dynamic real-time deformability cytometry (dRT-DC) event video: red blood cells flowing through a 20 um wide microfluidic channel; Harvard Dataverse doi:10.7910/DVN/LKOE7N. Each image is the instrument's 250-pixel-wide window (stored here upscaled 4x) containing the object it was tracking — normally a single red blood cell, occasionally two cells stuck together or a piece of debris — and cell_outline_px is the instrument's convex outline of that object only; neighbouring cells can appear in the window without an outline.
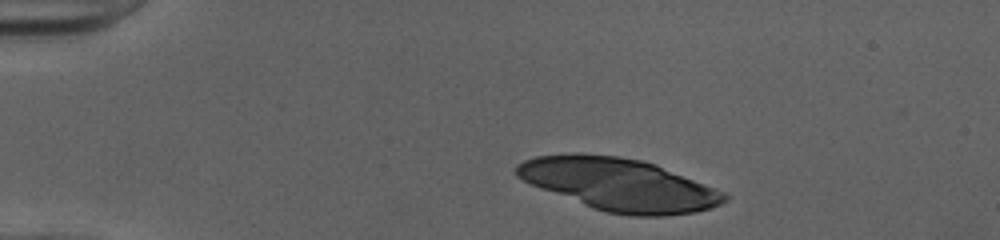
{"species": "human", "species_latin": "Homo sapiens", "temperature_condition": "cold", "stored_images_in_passage": 11, "camera_frame_rate_fps": 3000, "um_per_image_px": 0.085, "donor": {"sex": "female"}, "frame": {"image": 1, "passage_image": 1, "time_ms": 0.0, "image_size_px": [1000, 240], "cell_outline_px": [[728, 200], [712, 208], [696, 212], [664, 216], [628, 216], [604, 212], [592, 208], [540, 188], [516, 176], [516, 164], [524, 160], [536, 156], [572, 152], [576, 152], [620, 156], [644, 160], [656, 164], [724, 192], [728, 196]], "centroid_in_image_um": [52.62, 15.68], "position_along_channel_um": 32.4, "area_um2": 63.81}}